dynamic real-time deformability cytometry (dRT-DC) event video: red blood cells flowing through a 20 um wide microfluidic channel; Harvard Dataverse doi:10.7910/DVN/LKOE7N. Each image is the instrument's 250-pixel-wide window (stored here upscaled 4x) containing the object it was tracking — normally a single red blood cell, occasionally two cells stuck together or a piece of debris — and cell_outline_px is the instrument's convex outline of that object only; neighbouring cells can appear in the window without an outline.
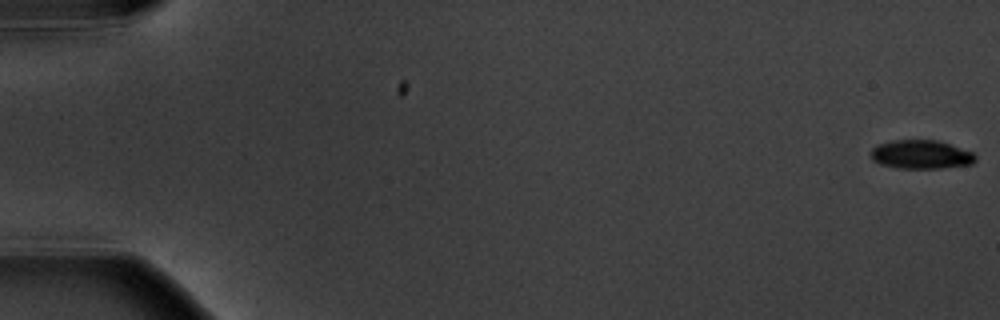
{"species": "common noctule bat (a hibernating species)", "species_latin": "Nyctalus noctula", "temperature_condition": "warm", "stored_images_in_passage": 6, "segment_of_instrument_passage": [1, 2], "camera_frame_rate_fps": 3000, "um_per_image_px": 0.085, "animal": {"sex": "male", "body_mass_g": 20.1, "forearm_length_mm": 53.5}, "frame": {"image": 1, "passage_image": 1, "time_ms": 0.0, "image_size_px": [1000, 320], "cell_outline_px": [[976, 160], [972, 164], [940, 168], [896, 168], [880, 164], [872, 160], [868, 152], [876, 144], [892, 140], [936, 140], [972, 152], [976, 156]], "centroid_in_image_um": [78.22, 13.13], "position_along_channel_um": 6.8, "area_um2": 17.63}}
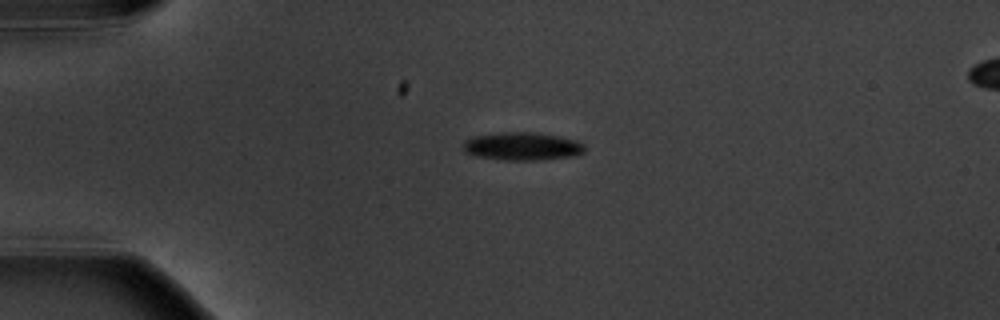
{"frame": {"image": 2, "passage_image": 4, "time_ms": 4.667, "image_size_px": [1000, 320], "cell_outline_px": [[584, 152], [572, 156], [544, 160], [504, 160], [476, 156], [464, 152], [460, 148], [464, 140], [472, 136], [504, 132], [532, 132], [560, 136], [576, 140], [584, 144]], "centroid_in_image_um": [44.34, 12.44], "position_along_channel_um": 40.7, "area_um2": 20.11}}